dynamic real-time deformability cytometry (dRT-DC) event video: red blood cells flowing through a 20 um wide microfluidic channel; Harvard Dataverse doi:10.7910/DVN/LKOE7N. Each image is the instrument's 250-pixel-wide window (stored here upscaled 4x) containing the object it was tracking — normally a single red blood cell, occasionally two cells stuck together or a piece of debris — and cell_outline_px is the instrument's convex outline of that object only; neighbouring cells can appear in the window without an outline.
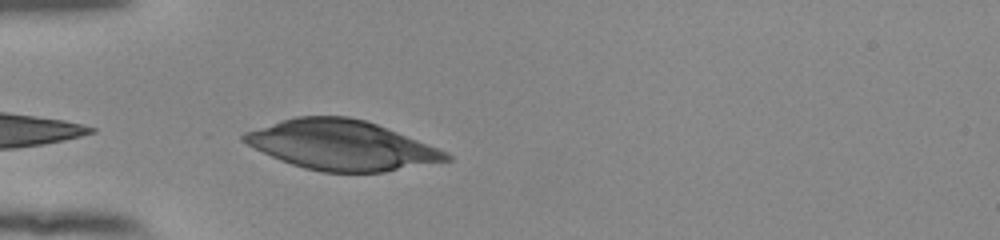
{"species": "human", "species_latin": "Homo sapiens", "temperature_condition": "room temperature", "stored_images_in_passage": 36, "camera_frame_rate_fps": 3000, "um_per_image_px": 0.085, "donor": {"sex": "female"}, "frame": {"image": 1, "passage_image": 2, "time_ms": 0.333, "image_size_px": [1000, 240], "cell_outline_px": [[452, 160], [384, 172], [320, 172], [304, 168], [280, 160], [240, 140], [240, 136], [244, 132], [280, 120], [296, 116], [348, 116], [364, 120], [376, 124], [448, 152], [452, 156]], "centroid_in_image_um": [29.02, 12.34], "position_along_channel_um": 56.0, "area_um2": 58.2}}
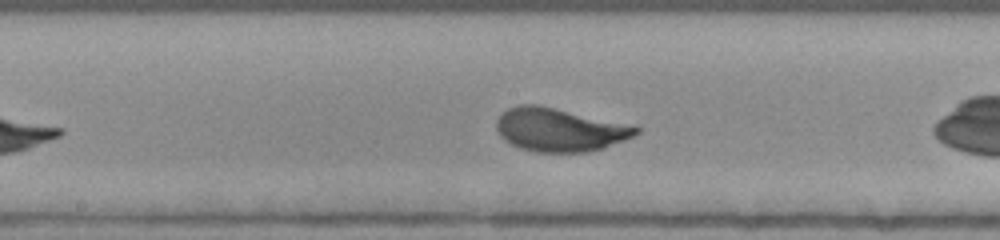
{"frame": {"image": 2, "passage_image": 11, "time_ms": 3.333, "image_size_px": [1000, 240], "cell_outline_px": [[640, 132], [624, 140], [588, 152], [536, 152], [520, 148], [504, 140], [500, 136], [496, 128], [496, 120], [508, 108], [520, 104], [536, 104], [636, 124], [640, 128]], "centroid_in_image_um": [47.6, 11.01], "position_along_channel_um": 200.6, "area_um2": 35.49}}
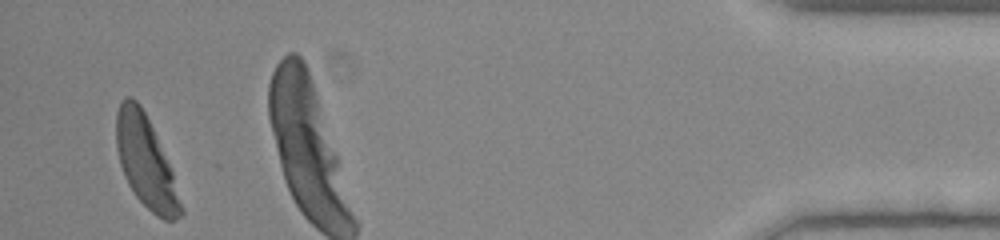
{"frame": {"image": 3, "passage_image": 34, "time_ms": 11.0, "image_size_px": [1000, 240], "cell_outline_px": [[184, 212], [180, 216], [172, 220], [164, 220], [152, 212], [136, 196], [128, 184], [124, 176], [120, 164], [116, 148], [116, 112], [120, 100], [124, 96], [132, 96], [140, 104], [156, 136], [172, 172], [184, 208]], "centroid_in_image_um": [12.37, 13.74], "position_along_channel_um": 422.8, "area_um2": 34.04}, "authors_computed_cell_mechanics": {"area_um2": 34.4488, "velocity_mm_per_s": 3.8489, "shape_relaxation_time_tau1_ms": 1.5178, "shape_relaxation_time_tau2_ms": null, "deformation_change_tau1": 0.1005, "deformation_change_tau2": null}}